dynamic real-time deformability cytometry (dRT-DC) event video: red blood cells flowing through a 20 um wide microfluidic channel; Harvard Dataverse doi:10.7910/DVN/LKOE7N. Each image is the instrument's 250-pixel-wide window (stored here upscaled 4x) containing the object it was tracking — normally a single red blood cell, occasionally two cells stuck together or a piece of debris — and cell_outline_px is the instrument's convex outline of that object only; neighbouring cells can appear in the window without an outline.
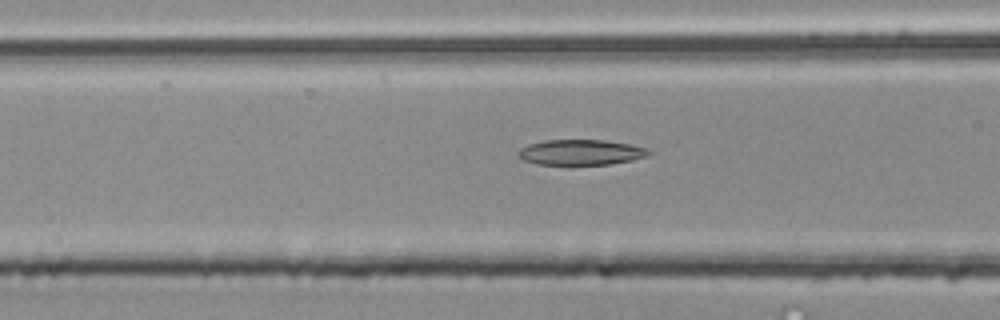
{"species": "common noctule bat (a hibernating species)", "species_latin": "Nyctalus noctula", "temperature_condition": "room temperature", "stored_images_in_passage": 36, "camera_frame_rate_fps": 3000, "um_per_image_px": 0.085, "animal": {"sex": "male", "body_mass_g": 20.4}, "frame": {"image": 1, "passage_image": 4, "time_ms": 1.0, "image_size_px": [1000, 320], "cell_outline_px": [[652, 152], [644, 156], [632, 160], [608, 164], [536, 164], [524, 160], [516, 152], [520, 148], [528, 144], [544, 140], [604, 140], [628, 144], [648, 148]], "centroid_in_image_um": [49.34, 12.93], "position_along_channel_um": 117.3, "area_um2": 19.13}}
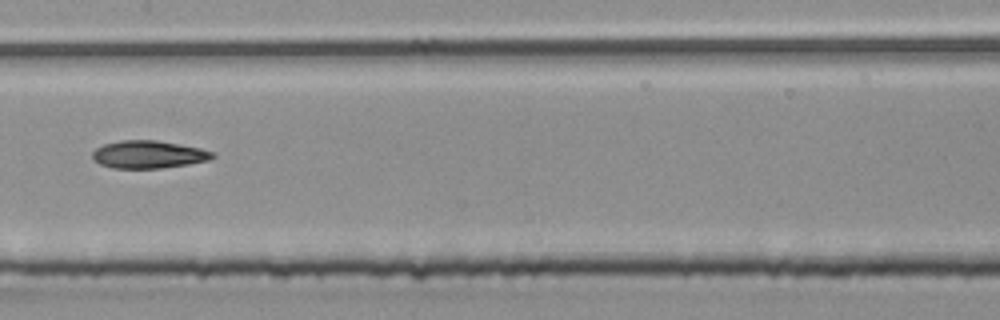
{"frame": {"image": 2, "passage_image": 10, "time_ms": 3.0, "image_size_px": [1000, 320], "cell_outline_px": [[216, 156], [208, 160], [188, 164], [160, 168], [112, 168], [100, 164], [92, 156], [92, 152], [96, 148], [104, 144], [120, 140], [156, 140], [200, 148], [216, 152]], "centroid_in_image_um": [12.64, 13.12], "position_along_channel_um": 194.8, "area_um2": 19.31}}
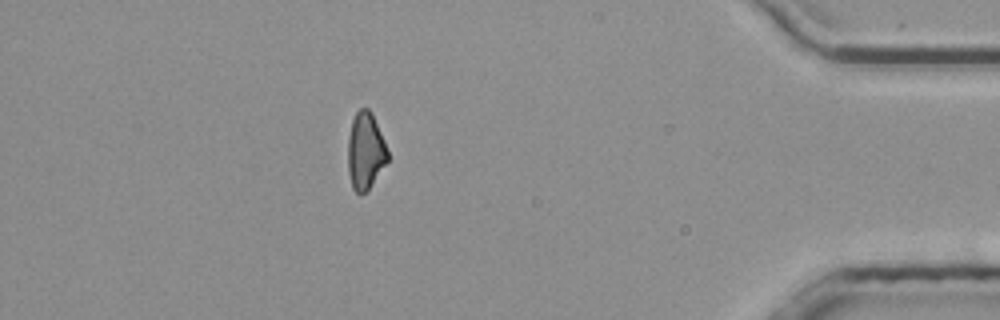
{"frame": {"image": 3, "passage_image": 30, "time_ms": 9.667, "image_size_px": [1000, 320], "cell_outline_px": [[388, 160], [368, 192], [360, 196], [352, 188], [348, 172], [348, 140], [352, 120], [356, 112], [360, 108], [368, 108], [372, 112], [384, 140], [388, 152]], "centroid_in_image_um": [31.06, 12.88], "position_along_channel_um": 404.1, "area_um2": 18.09}}